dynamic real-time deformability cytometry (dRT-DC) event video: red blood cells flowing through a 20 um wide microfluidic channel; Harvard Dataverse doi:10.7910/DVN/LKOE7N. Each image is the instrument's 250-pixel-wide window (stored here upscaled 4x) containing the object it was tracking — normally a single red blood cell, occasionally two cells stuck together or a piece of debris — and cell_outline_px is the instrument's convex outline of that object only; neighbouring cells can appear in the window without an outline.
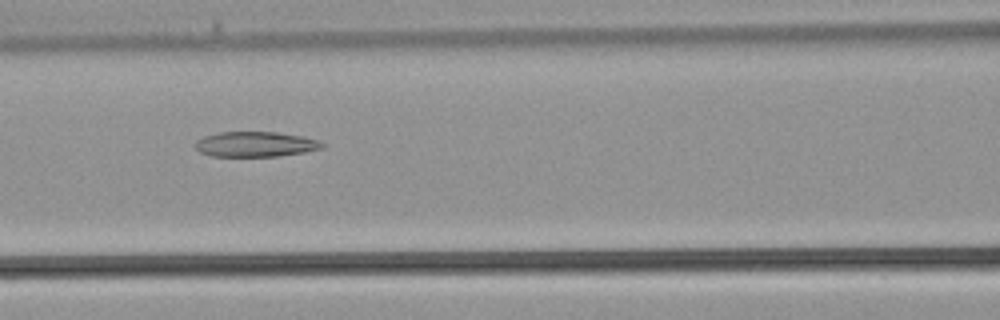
{"species": "common noctule bat (a hibernating species)", "species_latin": "Nyctalus noctula", "temperature_condition": "warm", "stored_images_in_passage": 26, "camera_frame_rate_fps": 3000, "um_per_image_px": 0.085, "animal": {"sex": "male", "body_mass_g": 21.5, "forearm_length_mm": 52.0}, "frame": {"image": 1, "passage_image": 5, "time_ms": 1.333, "image_size_px": [1000, 320], "cell_outline_px": [[324, 148], [304, 152], [280, 156], [208, 156], [200, 152], [192, 144], [196, 140], [204, 136], [220, 132], [276, 132], [304, 136], [320, 140], [324, 144]], "centroid_in_image_um": [21.71, 12.26], "position_along_channel_um": 144.9, "area_um2": 18.84}}
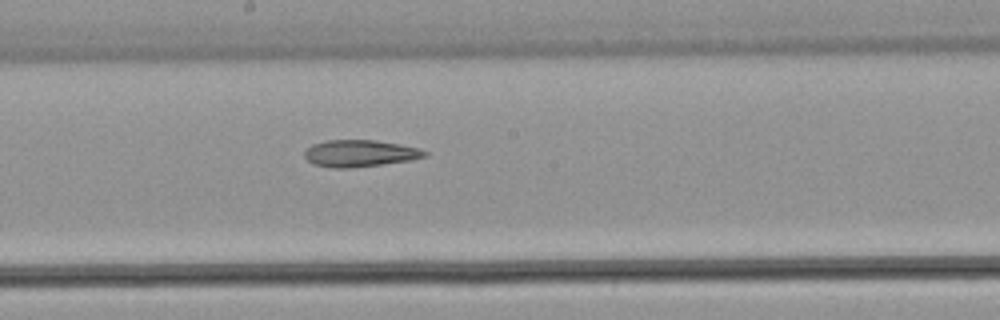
{"frame": {"image": 2, "passage_image": 9, "time_ms": 2.667, "image_size_px": [1000, 320], "cell_outline_px": [[428, 152], [424, 156], [412, 160], [348, 168], [332, 168], [312, 164], [304, 156], [304, 152], [312, 144], [328, 140], [376, 140], [400, 144], [420, 148]], "centroid_in_image_um": [30.57, 13.03], "position_along_channel_um": 217.6, "area_um2": 18.73}}
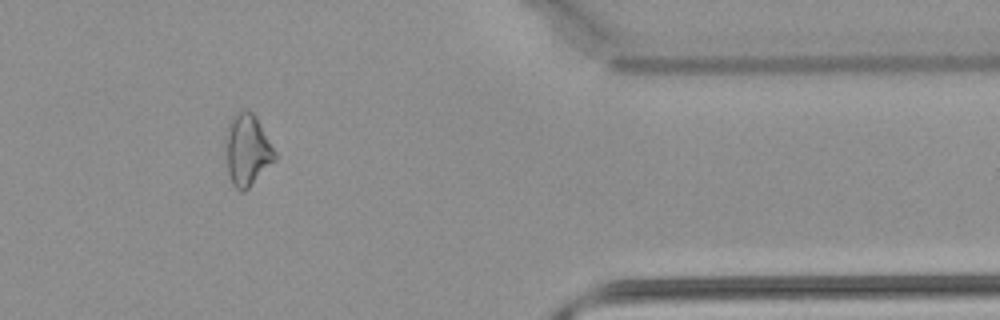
{"frame": {"image": 3, "passage_image": 20, "time_ms": 6.333, "image_size_px": [1000, 320], "cell_outline_px": [[276, 160], [244, 192], [240, 192], [232, 184], [228, 172], [224, 144], [224, 136], [228, 124], [232, 116], [244, 108], [248, 108], [256, 116], [276, 152]], "centroid_in_image_um": [20.99, 12.72], "position_along_channel_um": 390.4, "area_um2": 20.92}}